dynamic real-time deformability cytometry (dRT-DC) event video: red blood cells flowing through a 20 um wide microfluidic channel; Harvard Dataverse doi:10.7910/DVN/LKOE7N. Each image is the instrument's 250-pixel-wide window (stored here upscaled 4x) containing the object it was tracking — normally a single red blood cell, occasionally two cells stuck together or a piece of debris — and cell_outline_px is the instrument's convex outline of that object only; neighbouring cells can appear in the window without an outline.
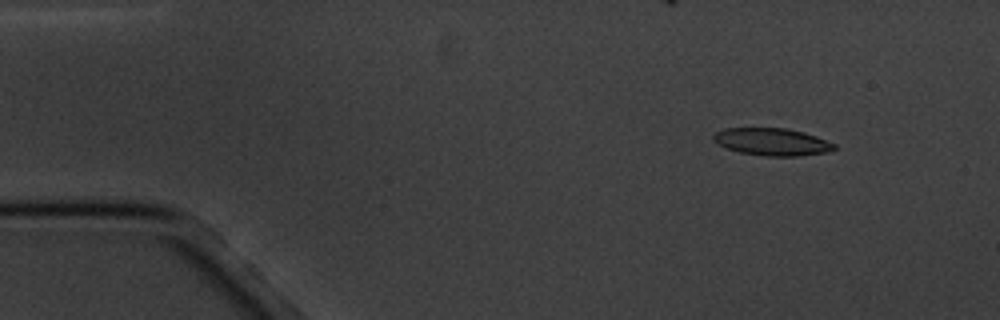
{"species": "common noctule bat (a hibernating species)", "species_latin": "Nyctalus noctula", "temperature_condition": "cold", "stored_images_in_passage": 6, "camera_frame_rate_fps": 3000, "um_per_image_px": 0.085, "animal": {"sex": "male", "body_mass_g": 20.1, "forearm_length_mm": 53.5}, "frame": {"image": 1, "passage_image": 2, "time_ms": 1.333, "image_size_px": [1000, 320], "cell_outline_px": [[836, 148], [828, 152], [796, 156], [764, 156], [740, 152], [728, 148], [712, 140], [712, 136], [716, 132], [724, 128], [788, 128], [804, 132], [816, 136], [836, 144]], "centroid_in_image_um": [65.64, 12.05], "position_along_channel_um": 19.4, "area_um2": 19.25}}
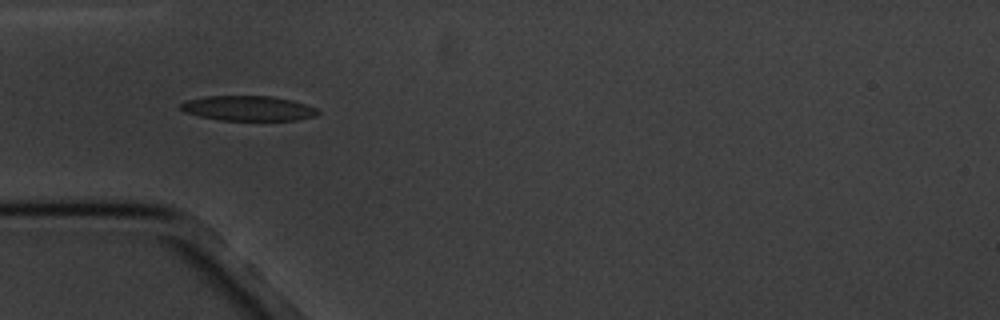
{"frame": {"image": 2, "passage_image": 5, "time_ms": 5.0, "image_size_px": [1000, 320], "cell_outline_px": [[320, 112], [316, 116], [296, 120], [220, 120], [200, 116], [188, 112], [180, 108], [180, 104], [188, 100], [208, 96], [272, 96], [292, 100], [308, 104], [316, 108]], "centroid_in_image_um": [21.17, 9.2], "position_along_channel_um": 63.8, "area_um2": 19.83}}
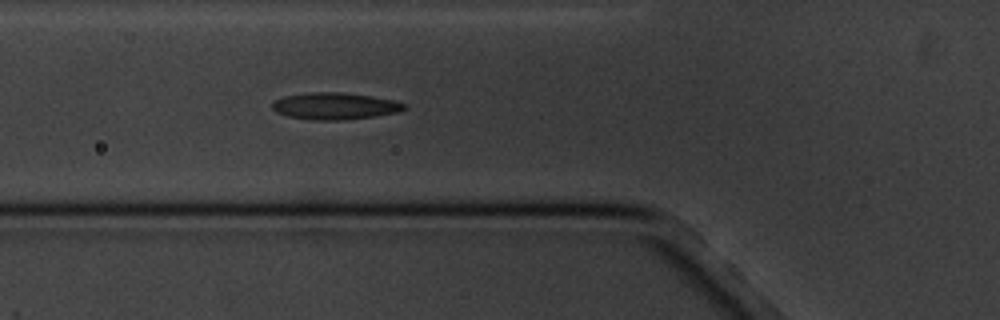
{"frame": {"image": 3, "passage_image": 6, "time_ms": 6.0, "image_size_px": [1000, 320], "cell_outline_px": [[408, 104], [400, 112], [376, 116], [344, 120], [308, 120], [288, 116], [276, 112], [272, 108], [272, 104], [276, 100], [284, 96], [308, 92], [340, 92], [372, 96], [396, 100]], "centroid_in_image_um": [28.5, 9.01], "position_along_channel_um": 97.3, "area_um2": 20.87}}